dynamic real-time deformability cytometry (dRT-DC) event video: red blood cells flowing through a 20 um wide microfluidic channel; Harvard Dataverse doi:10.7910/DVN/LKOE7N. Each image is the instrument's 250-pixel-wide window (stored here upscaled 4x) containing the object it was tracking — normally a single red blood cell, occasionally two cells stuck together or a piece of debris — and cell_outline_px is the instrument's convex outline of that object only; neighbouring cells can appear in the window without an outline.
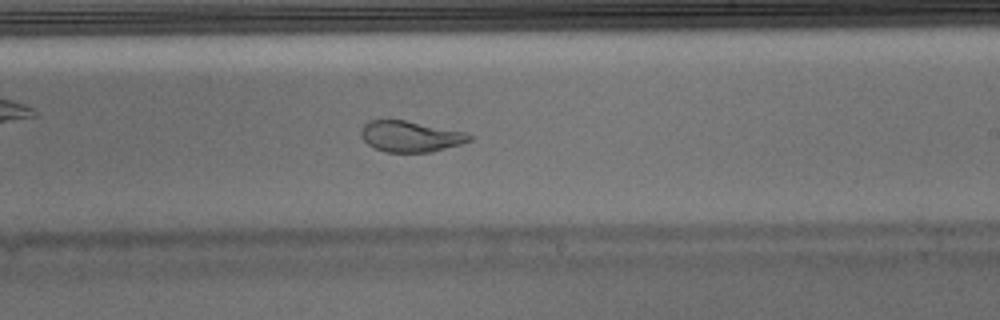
{"species": "Egyptian fruit bat (a non-hibernating species)", "species_latin": "Rousettus aegyptiacus", "temperature_condition": "warm", "stored_images_in_passage": 52, "camera_frame_rate_fps": 3000, "um_per_image_px": 0.085, "animal": {"sex": "male"}, "frame": {"image": 1, "passage_image": 30, "time_ms": 9.667, "image_size_px": [1000, 320], "cell_outline_px": [[472, 140], [460, 144], [432, 152], [384, 152], [368, 144], [360, 136], [360, 132], [364, 124], [368, 120], [404, 120], [464, 132], [472, 136]], "centroid_in_image_um": [34.85, 11.6], "position_along_channel_um": 254.1, "area_um2": 19.36}}